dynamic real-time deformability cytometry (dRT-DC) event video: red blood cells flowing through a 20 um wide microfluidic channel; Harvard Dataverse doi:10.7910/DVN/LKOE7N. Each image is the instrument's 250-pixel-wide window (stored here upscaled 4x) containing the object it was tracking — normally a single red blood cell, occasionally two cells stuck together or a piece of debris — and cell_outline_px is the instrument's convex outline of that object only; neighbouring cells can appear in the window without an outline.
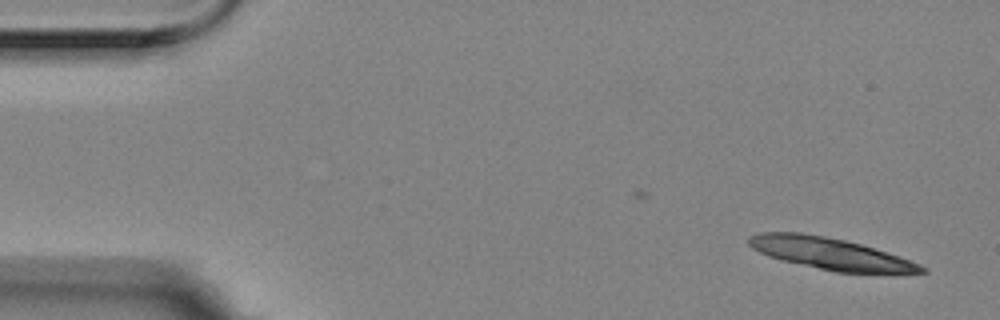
{"species": "Egyptian fruit bat (a non-hibernating species)", "species_latin": "Rousettus aegyptiacus", "temperature_condition": "room temperature", "stored_images_in_passage": 4, "camera_frame_rate_fps": 3000, "um_per_image_px": 0.085, "animal": {"sex": "female"}, "frame": {"image": 1, "passage_image": 1, "time_ms": 0.0, "image_size_px": [1000, 320], "cell_outline_px": [[928, 272], [836, 272], [784, 260], [760, 252], [752, 248], [748, 244], [748, 236], [760, 232], [800, 232], [824, 236], [844, 240], [860, 244], [900, 256], [920, 264], [928, 268]], "centroid_in_image_um": [70.56, 21.53], "position_along_channel_um": 14.4, "area_um2": 31.21}}